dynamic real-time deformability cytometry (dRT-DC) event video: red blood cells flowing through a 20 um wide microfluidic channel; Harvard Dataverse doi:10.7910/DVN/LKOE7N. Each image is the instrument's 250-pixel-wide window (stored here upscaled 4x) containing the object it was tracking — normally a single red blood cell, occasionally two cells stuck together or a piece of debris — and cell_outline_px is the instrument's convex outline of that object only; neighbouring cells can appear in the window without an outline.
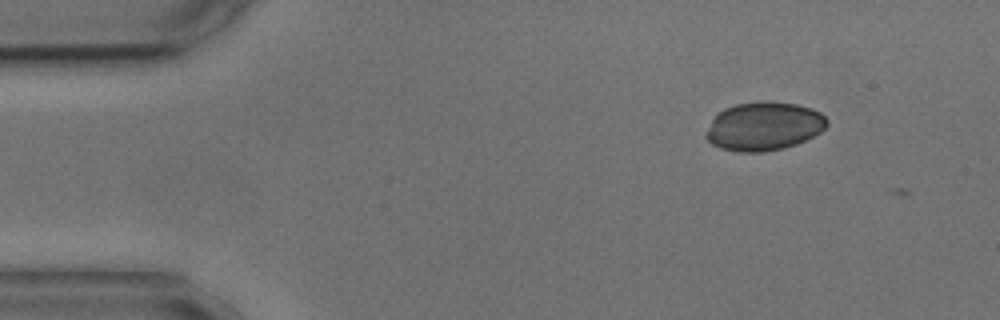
{"species": "common noctule bat (a hibernating species)", "species_latin": "Nyctalus noctula", "temperature_condition": "cold", "stored_images_in_passage": 4, "camera_frame_rate_fps": 3000, "um_per_image_px": 0.085, "animal": {"sex": "male", "body_mass_g": 17.9, "forearm_length_mm": 54.2}, "frame": {"image": 1, "passage_image": 2, "time_ms": 0.333, "image_size_px": [1000, 320], "cell_outline_px": [[828, 124], [820, 132], [796, 144], [784, 148], [764, 152], [736, 152], [720, 148], [712, 144], [704, 136], [704, 132], [712, 120], [724, 108], [736, 104], [796, 104], [820, 112], [828, 120]], "centroid_in_image_um": [64.89, 10.79], "position_along_channel_um": 20.1, "area_um2": 33.41}}